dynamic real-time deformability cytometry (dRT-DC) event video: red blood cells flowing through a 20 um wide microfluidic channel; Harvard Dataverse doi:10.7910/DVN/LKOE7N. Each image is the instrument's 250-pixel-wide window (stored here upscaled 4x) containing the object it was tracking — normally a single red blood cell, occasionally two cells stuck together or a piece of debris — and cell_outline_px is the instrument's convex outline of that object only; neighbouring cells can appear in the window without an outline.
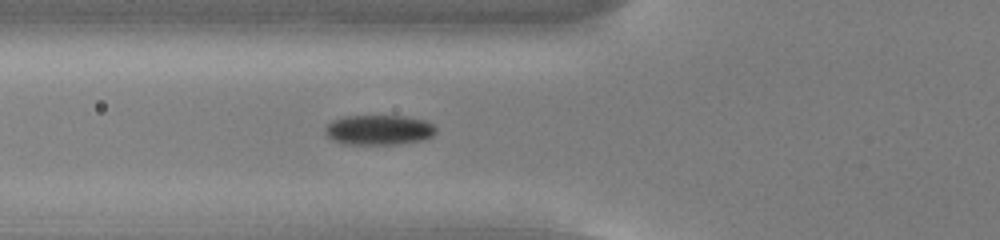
{"species": "common noctule bat (a hibernating species)", "species_latin": "Nyctalus noctula", "temperature_condition": "cold", "stored_images_in_passage": 36, "camera_frame_rate_fps": 3000, "um_per_image_px": 0.085, "animal": {"sex": "male", "body_mass_g": 13.0, "forearm_length_mm": 53.1}, "frame": {"image": 1, "passage_image": 8, "time_ms": 2.333, "image_size_px": [1000, 240], "cell_outline_px": [[436, 132], [432, 136], [420, 140], [396, 144], [344, 144], [332, 140], [328, 136], [324, 128], [332, 120], [344, 116], [404, 116], [424, 120], [432, 124], [436, 128]], "centroid_in_image_um": [32.18, 11.04], "position_along_channel_um": 93.6, "area_um2": 19.25}}
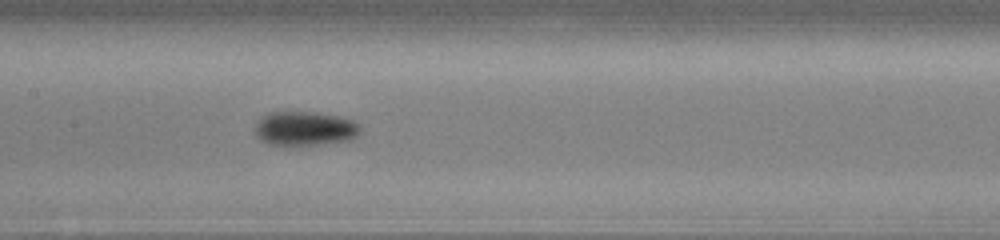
{"frame": {"image": 2, "passage_image": 15, "time_ms": 4.667, "image_size_px": [1000, 240], "cell_outline_px": [[360, 132], [356, 136], [348, 140], [292, 148], [284, 148], [268, 144], [260, 140], [252, 132], [252, 128], [268, 112], [316, 112], [336, 116], [352, 120], [360, 124]], "centroid_in_image_um": [25.83, 10.97], "position_along_channel_um": 181.6, "area_um2": 21.73}}
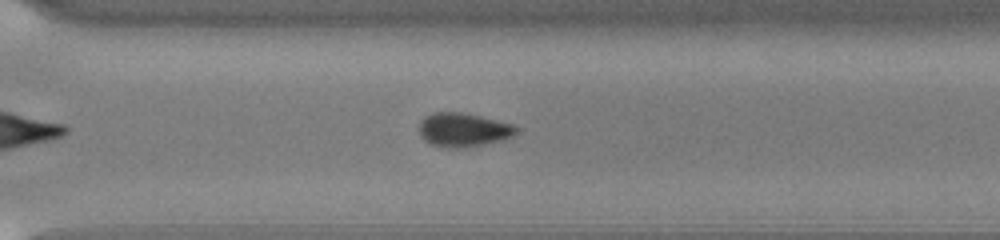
{"frame": {"image": 3, "passage_image": 27, "time_ms": 8.667, "image_size_px": [1000, 240], "cell_outline_px": [[516, 132], [512, 136], [500, 140], [484, 144], [460, 148], [440, 148], [424, 140], [420, 136], [420, 120], [424, 116], [436, 112], [460, 112], [480, 116], [512, 124], [516, 128]], "centroid_in_image_um": [39.32, 11.04], "position_along_channel_um": 331.3, "area_um2": 19.02}, "authors_computed_cell_mechanics": {"area_um2": 19.5075, "velocity_mm_per_s": 3.7616, "shape_relaxation_time_tau1_ms": 2.6712, "shape_relaxation_time_tau2_ms": null, "deformation_change_tau1": 0.0923, "deformation_change_tau2": null}}